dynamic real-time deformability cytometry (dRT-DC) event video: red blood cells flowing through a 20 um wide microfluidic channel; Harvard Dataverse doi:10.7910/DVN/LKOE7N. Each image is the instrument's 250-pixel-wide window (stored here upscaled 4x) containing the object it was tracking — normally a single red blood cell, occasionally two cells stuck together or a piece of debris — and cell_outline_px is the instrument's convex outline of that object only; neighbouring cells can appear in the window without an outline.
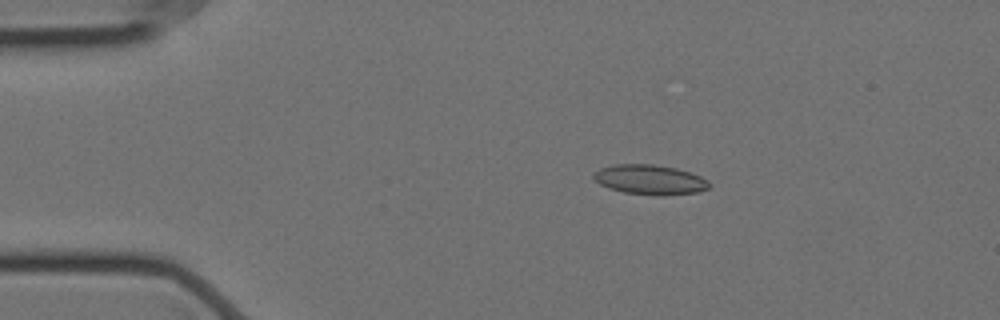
{"species": "Egyptian fruit bat (a non-hibernating species)", "species_latin": "Rousettus aegyptiacus", "temperature_condition": "cold", "stored_images_in_passage": 57, "camera_frame_rate_fps": 3000, "um_per_image_px": 0.085, "animal": {"sex": "female"}, "frame": {"image": 1, "passage_image": 10, "time_ms": 3.0, "image_size_px": [1000, 320], "cell_outline_px": [[712, 184], [708, 188], [696, 192], [664, 196], [660, 196], [624, 192], [608, 188], [592, 180], [592, 172], [600, 168], [612, 164], [652, 164], [676, 168], [700, 176], [708, 180]], "centroid_in_image_um": [55.19, 15.27], "position_along_channel_um": 29.8, "area_um2": 20.29}}
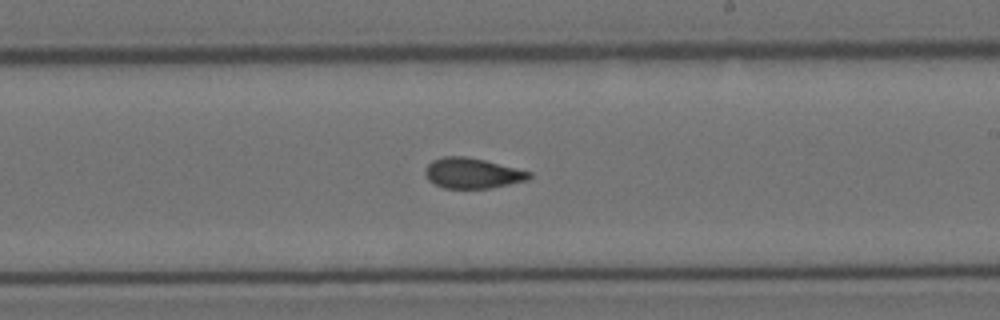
{"frame": {"image": 2, "passage_image": 33, "time_ms": 10.667, "image_size_px": [1000, 320], "cell_outline_px": [[532, 176], [528, 180], [492, 188], [444, 188], [428, 180], [424, 172], [424, 168], [432, 160], [444, 156], [464, 156], [484, 160], [532, 172]], "centroid_in_image_um": [40.14, 14.72], "position_along_channel_um": 248.9, "area_um2": 18.44}}
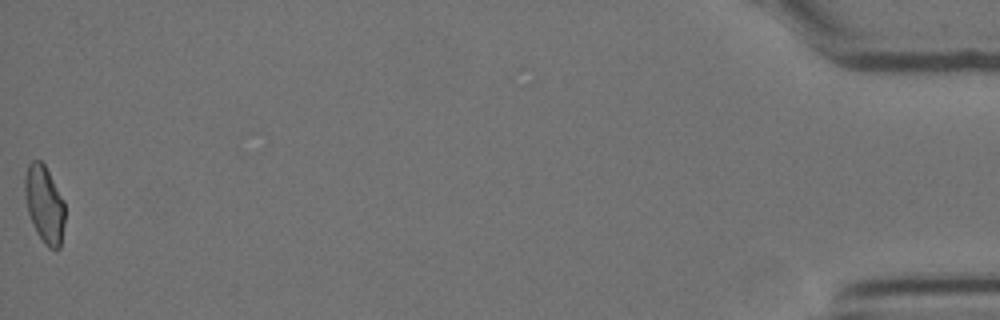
{"frame": {"image": 3, "passage_image": 57, "time_ms": 18.667, "image_size_px": [1000, 320], "cell_outline_px": [[64, 224], [60, 248], [48, 248], [44, 244], [36, 232], [28, 212], [24, 192], [24, 176], [28, 164], [32, 160], [40, 160], [44, 164], [64, 200]], "centroid_in_image_um": [3.76, 17.35], "position_along_channel_um": 431.4, "area_um2": 18.03}, "authors_computed_cell_mechanics": {"area_um2": 18.8428, "velocity_mm_per_s": 3.5208, "shape_relaxation_time_tau1_ms": 6.8585, "shape_relaxation_time_tau2_ms": 2.5189, "deformation_change_tau1": 0.1675, "deformation_change_tau2": 0.0891}}